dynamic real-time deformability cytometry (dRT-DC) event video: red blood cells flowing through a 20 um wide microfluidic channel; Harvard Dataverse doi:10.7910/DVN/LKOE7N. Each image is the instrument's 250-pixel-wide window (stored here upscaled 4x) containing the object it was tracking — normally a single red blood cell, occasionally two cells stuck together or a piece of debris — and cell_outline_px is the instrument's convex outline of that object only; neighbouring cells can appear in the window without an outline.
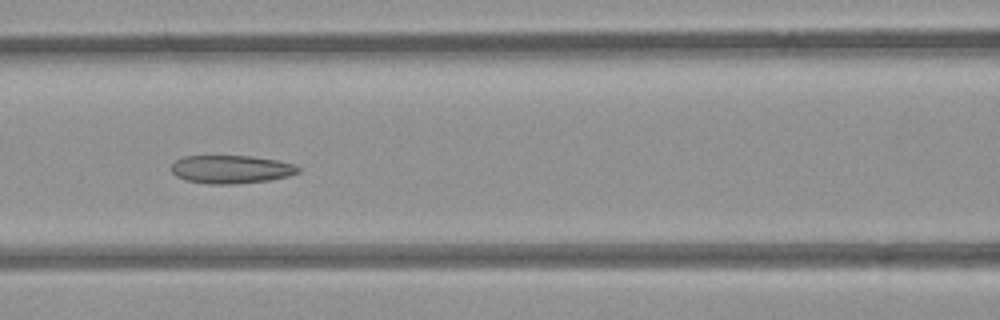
{"species": "common noctule bat (a hibernating species)", "species_latin": "Nyctalus noctula", "temperature_condition": "room temperature", "stored_images_in_passage": 9, "camera_frame_rate_fps": 3000, "um_per_image_px": 0.085, "animal": {"sex": "female", "body_mass_g": 21.9}, "frame": {"image": 1, "passage_image": 7, "time_ms": 2.0, "image_size_px": [1000, 320], "cell_outline_px": [[300, 172], [288, 176], [268, 180], [232, 184], [208, 184], [188, 180], [176, 176], [172, 172], [172, 164], [176, 160], [184, 156], [252, 156], [276, 160], [296, 164], [300, 168]], "centroid_in_image_um": [19.67, 14.38], "position_along_channel_um": 146.9, "area_um2": 20.75}}
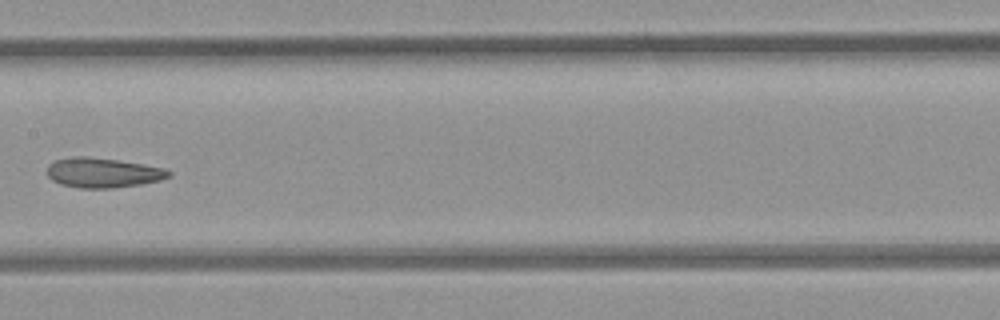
{"frame": {"image": 2, "passage_image": 8, "time_ms": 2.333, "image_size_px": [1000, 320], "cell_outline_px": [[172, 176], [160, 180], [140, 184], [112, 188], [80, 188], [60, 184], [52, 180], [48, 176], [48, 164], [56, 160], [76, 156], [84, 156], [116, 160], [164, 168], [172, 172]], "centroid_in_image_um": [8.74, 14.69], "position_along_channel_um": 198.7, "area_um2": 20.92}}
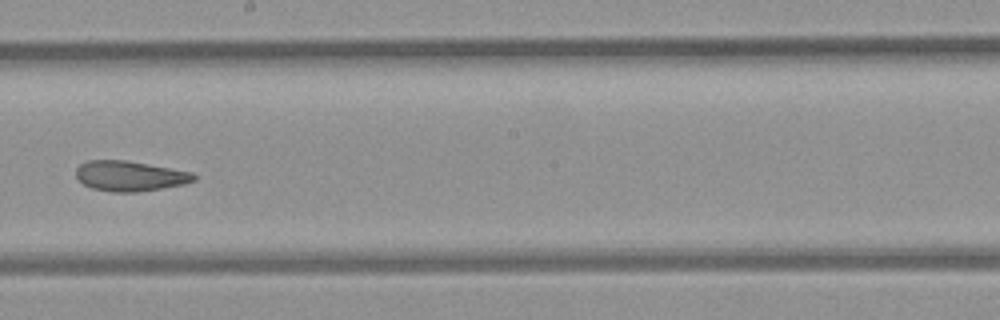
{"frame": {"image": 3, "passage_image": 9, "time_ms": 2.667, "image_size_px": [1000, 320], "cell_outline_px": [[196, 180], [184, 184], [136, 192], [112, 192], [92, 188], [84, 184], [76, 176], [76, 168], [80, 164], [88, 160], [124, 160], [192, 172], [196, 176]], "centroid_in_image_um": [11.02, 14.96], "position_along_channel_um": 237.2, "area_um2": 20.52}}